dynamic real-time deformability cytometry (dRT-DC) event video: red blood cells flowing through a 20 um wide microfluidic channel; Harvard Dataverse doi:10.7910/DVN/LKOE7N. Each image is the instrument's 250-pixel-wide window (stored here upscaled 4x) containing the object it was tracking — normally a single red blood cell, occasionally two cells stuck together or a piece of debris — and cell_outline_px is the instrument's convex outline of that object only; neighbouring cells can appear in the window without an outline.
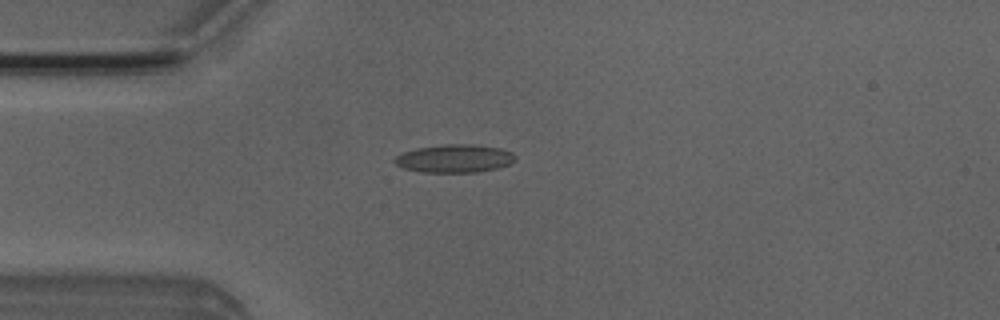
{"species": "Egyptian fruit bat (a non-hibernating species)", "species_latin": "Rousettus aegyptiacus", "temperature_condition": "room temperature", "stored_images_in_passage": 38, "camera_frame_rate_fps": 3000, "um_per_image_px": 0.085, "animal": {"sex": "male"}, "frame": {"image": 1, "passage_image": 1, "time_ms": 0.0, "image_size_px": [1000, 320], "cell_outline_px": [[516, 156], [508, 164], [496, 168], [476, 172], [420, 172], [404, 168], [396, 164], [392, 160], [396, 156], [404, 152], [416, 148], [444, 144], [472, 144], [500, 148], [512, 152]], "centroid_in_image_um": [38.6, 13.47], "position_along_channel_um": 46.4, "area_um2": 19.59}}
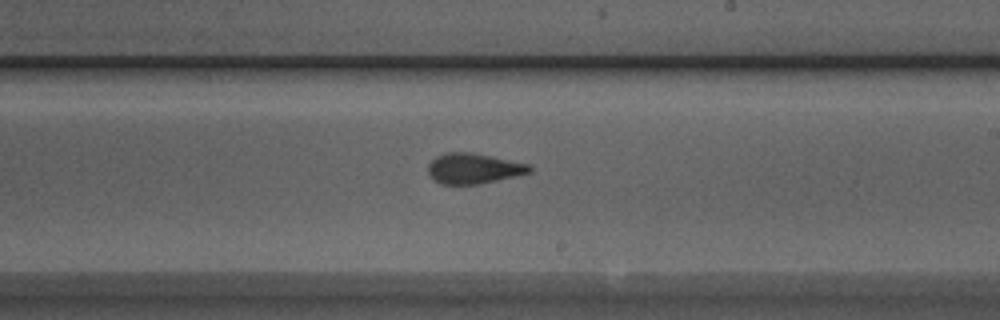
{"frame": {"image": 2, "passage_image": 17, "time_ms": 5.333, "image_size_px": [1000, 320], "cell_outline_px": [[532, 172], [480, 184], [440, 184], [432, 180], [428, 172], [428, 164], [436, 156], [444, 152], [468, 152], [528, 164], [532, 168]], "centroid_in_image_um": [40.2, 14.33], "position_along_channel_um": 248.8, "area_um2": 17.86}}
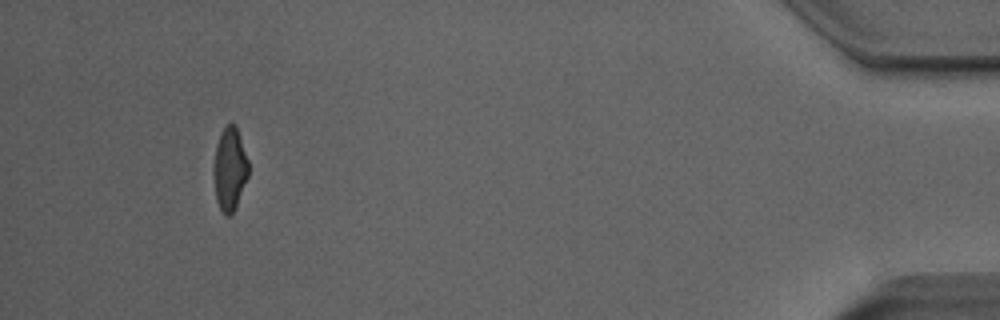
{"frame": {"image": 3, "passage_image": 35, "time_ms": 11.333, "image_size_px": [1000, 320], "cell_outline_px": [[248, 176], [236, 204], [232, 212], [228, 216], [224, 216], [216, 200], [212, 172], [212, 168], [216, 144], [220, 132], [228, 124], [236, 124], [248, 160]], "centroid_in_image_um": [19.49, 14.34], "position_along_channel_um": 415.7, "area_um2": 16.94}, "authors_computed_cell_mechanics": {"area_um2": 18.1781, "velocity_mm_per_s": 4.0412, "shape_relaxation_time_tau1_ms": null, "shape_relaxation_time_tau2_ms": 1.1875, "deformation_change_tau1": null, "deformation_change_tau2": 0.0973}}